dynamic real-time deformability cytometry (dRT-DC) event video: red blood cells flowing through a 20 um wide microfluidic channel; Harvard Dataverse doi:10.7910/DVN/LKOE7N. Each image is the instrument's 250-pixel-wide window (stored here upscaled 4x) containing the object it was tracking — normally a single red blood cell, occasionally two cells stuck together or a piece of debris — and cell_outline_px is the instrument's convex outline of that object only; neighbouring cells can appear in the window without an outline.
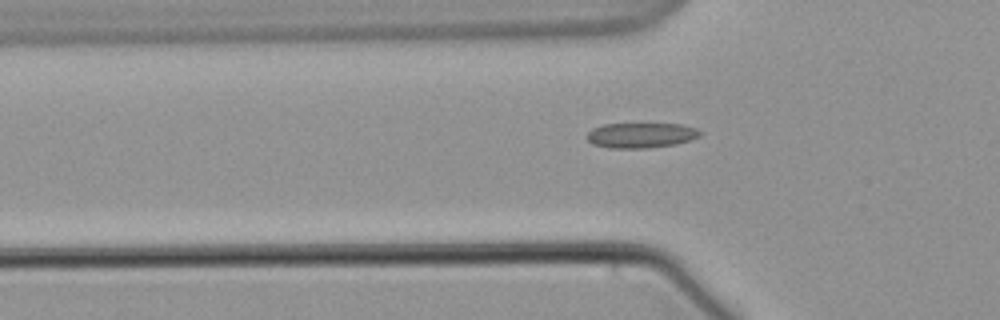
{"species": "common noctule bat (a hibernating species)", "species_latin": "Nyctalus noctula", "temperature_condition": "warm", "stored_images_in_passage": 43, "camera_frame_rate_fps": 3000, "um_per_image_px": 0.085, "animal": {"sex": "male", "body_mass_g": 21.5, "forearm_length_mm": 52.0}, "frame": {"image": 1, "passage_image": 6, "time_ms": 1.667, "image_size_px": [1000, 320], "cell_outline_px": [[700, 136], [676, 144], [648, 148], [608, 148], [592, 144], [584, 136], [592, 128], [604, 124], [680, 124], [696, 128], [700, 132]], "centroid_in_image_um": [54.42, 11.5], "position_along_channel_um": 71.4, "area_um2": 16.59}}
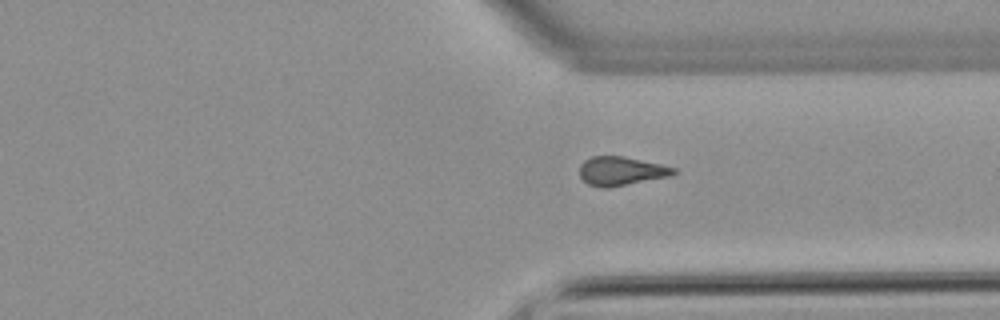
{"frame": {"image": 2, "passage_image": 30, "time_ms": 9.667, "image_size_px": [1000, 320], "cell_outline_px": [[676, 172], [668, 176], [608, 188], [600, 188], [588, 184], [580, 176], [580, 164], [584, 160], [592, 156], [624, 156], [660, 164], [676, 168]], "centroid_in_image_um": [52.75, 14.53], "position_along_channel_um": 358.6, "area_um2": 15.66}}
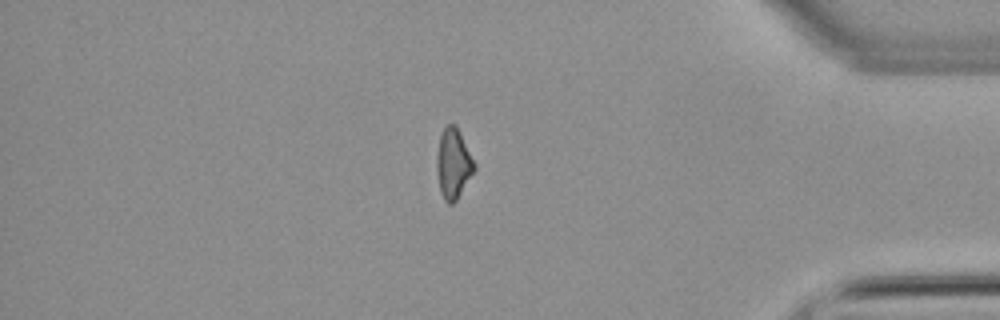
{"frame": {"image": 3, "passage_image": 36, "time_ms": 11.667, "image_size_px": [1000, 320], "cell_outline_px": [[476, 168], [456, 200], [452, 204], [448, 204], [444, 200], [440, 192], [436, 168], [436, 156], [440, 136], [444, 128], [448, 124], [456, 124], [476, 164]], "centroid_in_image_um": [38.52, 13.9], "position_along_channel_um": 396.7, "area_um2": 15.37}}